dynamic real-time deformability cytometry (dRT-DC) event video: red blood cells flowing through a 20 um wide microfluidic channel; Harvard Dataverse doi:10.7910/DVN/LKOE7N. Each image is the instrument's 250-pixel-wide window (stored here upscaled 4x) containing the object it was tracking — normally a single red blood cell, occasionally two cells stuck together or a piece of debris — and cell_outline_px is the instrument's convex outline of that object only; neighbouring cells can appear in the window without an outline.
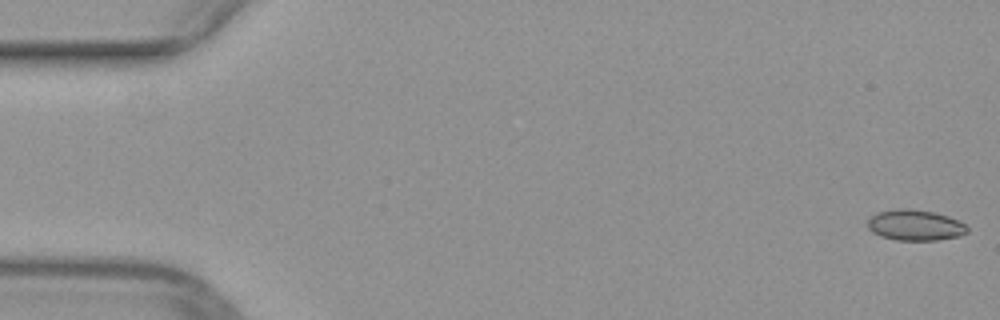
{"species": "common noctule bat (a hibernating species)", "species_latin": "Nyctalus noctula", "temperature_condition": "warm", "stored_images_in_passage": 51, "camera_frame_rate_fps": 3000, "um_per_image_px": 0.085, "animal": {"sex": "female", "body_mass_g": 29.2, "forearm_length_mm": 56.3}, "frame": {"image": 1, "passage_image": 1, "time_ms": 0.0, "image_size_px": [1000, 320], "cell_outline_px": [[968, 232], [960, 236], [936, 240], [896, 240], [880, 236], [872, 232], [868, 228], [868, 220], [876, 212], [896, 208], [908, 208], [932, 212], [948, 216], [964, 224], [968, 228]], "centroid_in_image_um": [77.76, 19.14], "position_along_channel_um": 7.2, "area_um2": 17.86}}
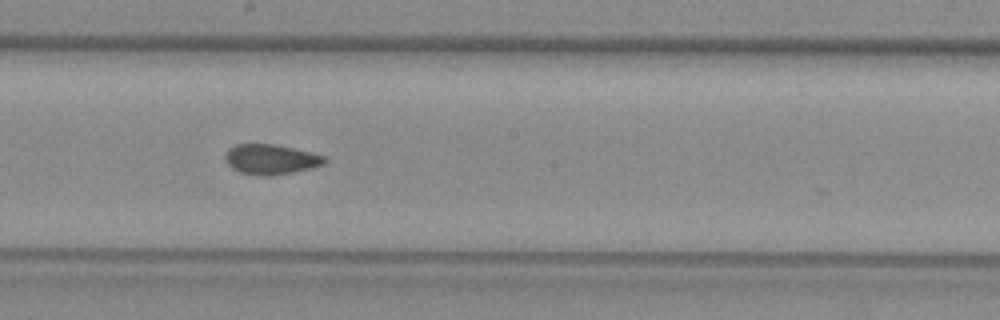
{"frame": {"image": 2, "passage_image": 28, "time_ms": 9.0, "image_size_px": [1000, 320], "cell_outline_px": [[328, 160], [324, 164], [312, 168], [272, 176], [260, 176], [240, 172], [232, 168], [224, 160], [224, 156], [228, 148], [236, 144], [272, 144], [292, 148], [324, 156]], "centroid_in_image_um": [22.98, 13.55], "position_along_channel_um": 225.2, "area_um2": 17.4}}
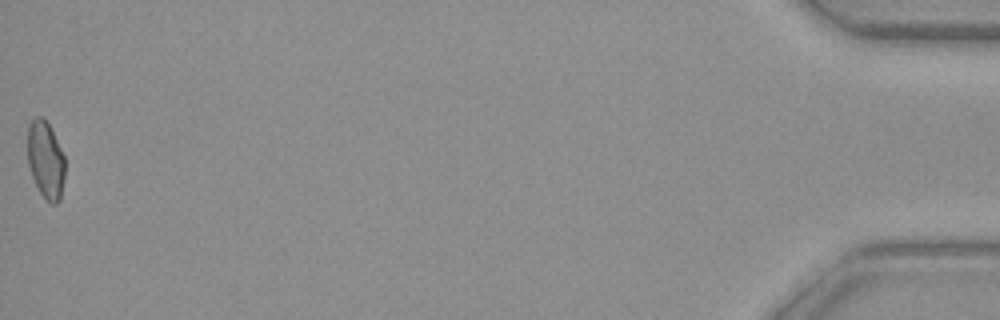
{"frame": {"image": 3, "passage_image": 51, "time_ms": 16.667, "image_size_px": [1000, 320], "cell_outline_px": [[64, 176], [60, 200], [56, 204], [52, 204], [40, 192], [32, 176], [28, 164], [28, 124], [36, 116], [44, 116], [64, 156]], "centroid_in_image_um": [3.87, 13.57], "position_along_channel_um": 431.3, "area_um2": 16.59}}